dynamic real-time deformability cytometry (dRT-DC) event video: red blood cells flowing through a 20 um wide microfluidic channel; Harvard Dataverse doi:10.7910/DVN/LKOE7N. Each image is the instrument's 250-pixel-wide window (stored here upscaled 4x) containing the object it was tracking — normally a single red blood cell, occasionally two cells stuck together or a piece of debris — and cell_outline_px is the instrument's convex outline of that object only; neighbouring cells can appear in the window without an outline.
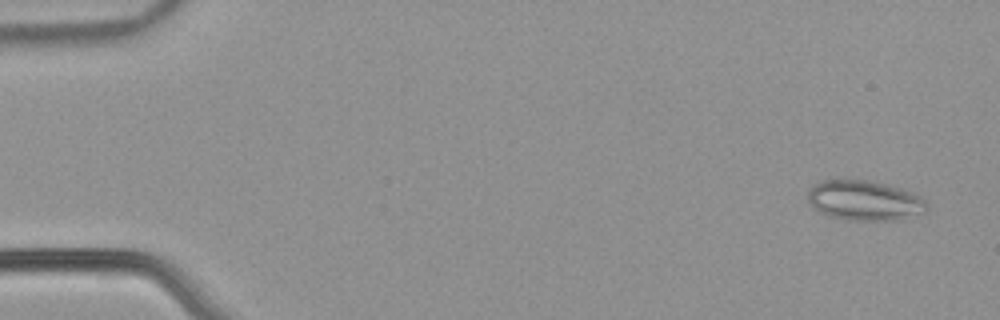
{"species": "common noctule bat (a hibernating species)", "species_latin": "Nyctalus noctula", "temperature_condition": "warm", "stored_images_in_passage": 51, "camera_frame_rate_fps": 3000, "um_per_image_px": 0.085, "animal": {"sex": "male", "body_mass_g": 21.5, "forearm_length_mm": 52.0}, "frame": {"image": 1, "passage_image": 3, "time_ms": 0.667, "image_size_px": [1000, 320], "cell_outline_px": [[928, 212], [896, 220], [848, 220], [828, 216], [820, 212], [808, 204], [808, 192], [816, 184], [824, 180], [868, 180], [900, 188], [912, 192], [920, 196], [928, 204]], "centroid_in_image_um": [73.51, 17.06], "position_along_channel_um": 11.5, "area_um2": 27.74}}
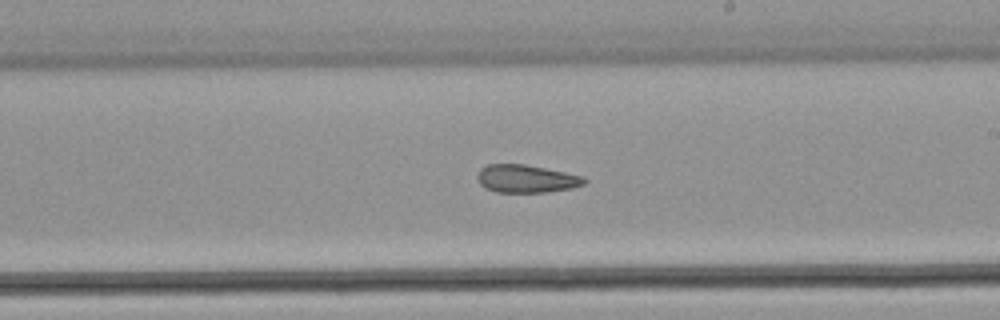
{"frame": {"image": 2, "passage_image": 32, "time_ms": 10.333, "image_size_px": [1000, 320], "cell_outline_px": [[588, 180], [584, 184], [572, 188], [548, 192], [496, 192], [484, 188], [480, 184], [476, 176], [480, 168], [488, 164], [524, 164], [584, 176]], "centroid_in_image_um": [44.72, 15.19], "position_along_channel_um": 244.3, "area_um2": 17.46}}
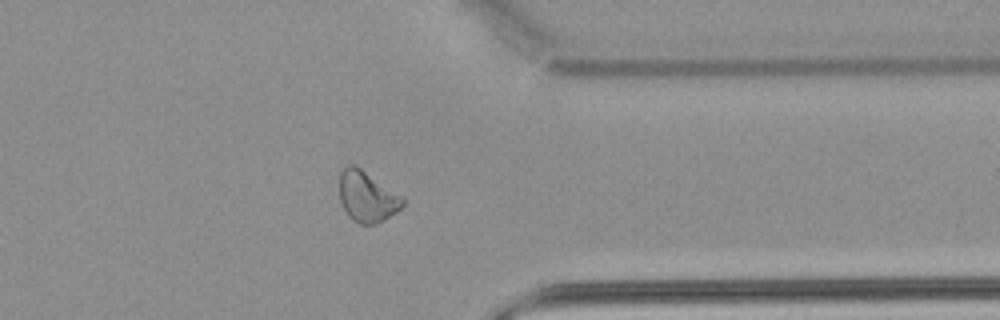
{"frame": {"image": 3, "passage_image": 43, "time_ms": 14.0, "image_size_px": [1000, 320], "cell_outline_px": [[404, 204], [396, 212], [384, 220], [376, 224], [360, 224], [352, 220], [348, 216], [340, 200], [340, 172], [348, 164], [352, 164], [360, 168], [404, 196]], "centroid_in_image_um": [31.21, 16.72], "position_along_channel_um": 380.2, "area_um2": 18.73}}